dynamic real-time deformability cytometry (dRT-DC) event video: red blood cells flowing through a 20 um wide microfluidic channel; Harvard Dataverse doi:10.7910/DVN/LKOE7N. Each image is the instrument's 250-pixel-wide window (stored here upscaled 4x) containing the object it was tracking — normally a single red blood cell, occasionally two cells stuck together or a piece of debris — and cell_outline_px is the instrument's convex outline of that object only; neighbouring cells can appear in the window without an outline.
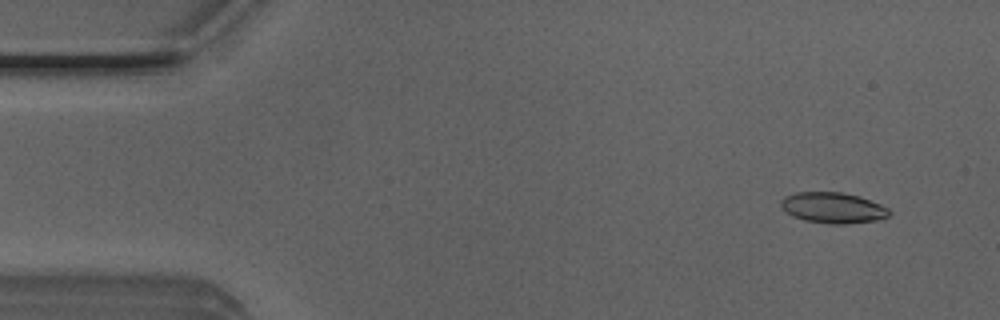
{"species": "Egyptian fruit bat (a non-hibernating species)", "species_latin": "Rousettus aegyptiacus", "temperature_condition": "room temperature", "stored_images_in_passage": 11, "camera_frame_rate_fps": 3000, "um_per_image_px": 0.085, "animal": {"sex": "male"}, "frame": {"image": 1, "passage_image": 4, "time_ms": 1.0, "image_size_px": [1000, 320], "cell_outline_px": [[892, 212], [888, 216], [876, 220], [844, 224], [828, 224], [804, 220], [792, 216], [784, 212], [780, 204], [780, 200], [784, 196], [796, 192], [840, 192], [860, 196], [880, 204], [888, 208]], "centroid_in_image_um": [70.77, 17.66], "position_along_channel_um": 14.2, "area_um2": 19.59}}